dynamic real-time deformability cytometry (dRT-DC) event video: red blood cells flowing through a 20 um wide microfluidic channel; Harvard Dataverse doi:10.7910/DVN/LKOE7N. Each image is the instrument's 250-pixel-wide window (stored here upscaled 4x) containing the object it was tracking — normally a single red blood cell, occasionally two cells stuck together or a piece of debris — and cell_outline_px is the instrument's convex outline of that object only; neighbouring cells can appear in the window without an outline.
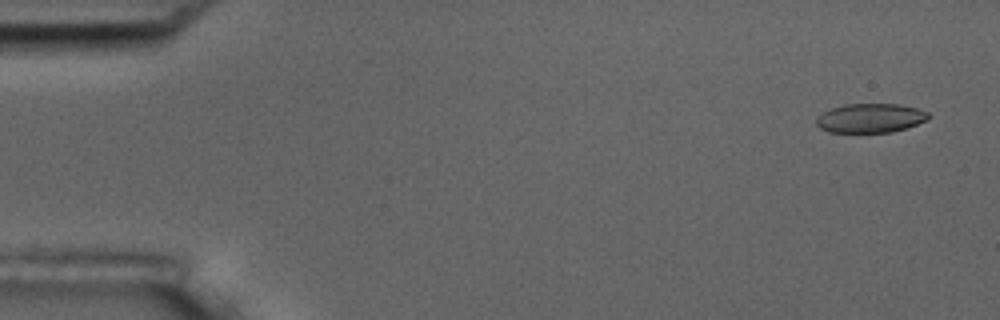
{"species": "common noctule bat (a hibernating species)", "species_latin": "Nyctalus noctula", "temperature_condition": "room temperature", "stored_images_in_passage": 6, "camera_frame_rate_fps": 3000, "um_per_image_px": 0.085, "animal": {"sex": "male", "body_mass_g": 17.5, "forearm_length_mm": 52.3}, "frame": {"image": 1, "passage_image": 1, "time_ms": 0.0, "image_size_px": [1000, 320], "cell_outline_px": [[928, 120], [892, 132], [828, 132], [820, 128], [816, 124], [816, 116], [832, 108], [844, 104], [900, 104], [916, 108], [928, 112]], "centroid_in_image_um": [73.95, 10.03], "position_along_channel_um": 11.0, "area_um2": 18.96}}
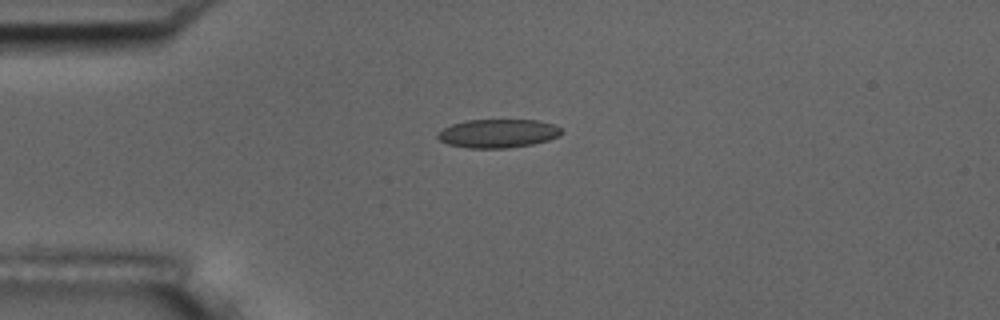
{"frame": {"image": 2, "passage_image": 4, "time_ms": 3.667, "image_size_px": [1000, 320], "cell_outline_px": [[564, 132], [560, 136], [548, 140], [532, 144], [508, 148], [468, 148], [448, 144], [440, 140], [436, 136], [436, 132], [452, 124], [464, 120], [540, 120], [552, 124], [560, 128]], "centroid_in_image_um": [42.32, 11.34], "position_along_channel_um": 42.7, "area_um2": 20.75}}